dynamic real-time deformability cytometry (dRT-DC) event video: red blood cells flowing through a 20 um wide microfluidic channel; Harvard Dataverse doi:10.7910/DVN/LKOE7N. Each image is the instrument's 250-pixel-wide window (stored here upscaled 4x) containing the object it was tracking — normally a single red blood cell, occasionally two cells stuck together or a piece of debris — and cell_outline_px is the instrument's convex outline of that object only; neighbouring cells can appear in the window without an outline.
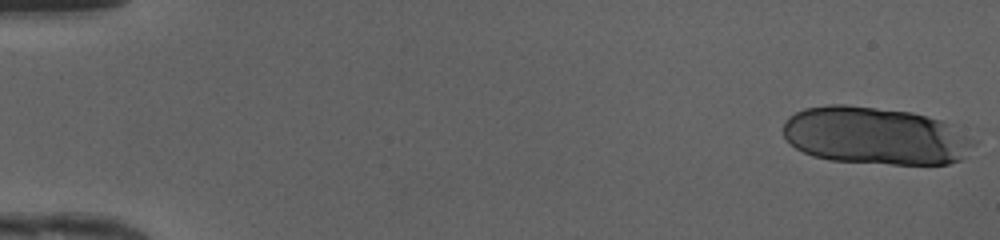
{"species": "human", "species_latin": "Homo sapiens", "temperature_condition": "cold", "stored_images_in_passage": 17, "camera_frame_rate_fps": 3000, "um_per_image_px": 0.085, "donor": {"sex": "female"}, "frame": {"image": 1, "passage_image": 1, "time_ms": 0.0, "image_size_px": [1000, 240], "cell_outline_px": [[976, 144], [960, 160], [948, 164], [892, 164], [828, 160], [812, 156], [796, 148], [784, 136], [784, 124], [788, 116], [804, 108], [832, 104], [844, 104], [912, 112], [944, 120], [976, 140]], "centroid_in_image_um": [74.42, 11.54], "position_along_channel_um": 10.6, "area_um2": 64.22}}